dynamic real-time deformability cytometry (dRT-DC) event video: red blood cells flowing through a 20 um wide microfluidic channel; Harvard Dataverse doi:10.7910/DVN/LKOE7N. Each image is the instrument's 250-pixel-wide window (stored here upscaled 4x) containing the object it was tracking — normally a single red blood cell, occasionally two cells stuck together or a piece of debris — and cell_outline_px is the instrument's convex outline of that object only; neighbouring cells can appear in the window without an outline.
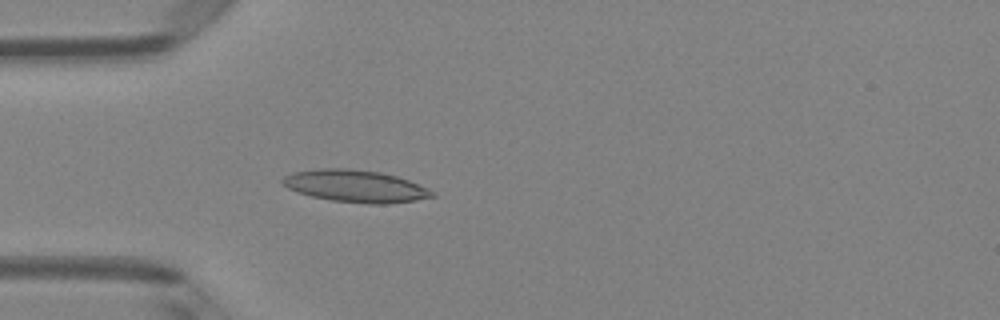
{"species": "Egyptian fruit bat (a non-hibernating species)", "species_latin": "Rousettus aegyptiacus", "temperature_condition": "room temperature", "stored_images_in_passage": 48, "camera_frame_rate_fps": 3000, "um_per_image_px": 0.085, "animal": {"sex": "female"}, "frame": {"image": 1, "passage_image": 13, "time_ms": 4.0, "image_size_px": [1000, 320], "cell_outline_px": [[436, 196], [416, 200], [388, 204], [368, 204], [332, 200], [312, 196], [296, 192], [280, 184], [280, 180], [284, 176], [292, 172], [320, 168], [348, 168], [380, 172], [396, 176], [408, 180], [428, 188], [436, 192]], "centroid_in_image_um": [30.2, 15.82], "position_along_channel_um": 54.8, "area_um2": 28.26}}
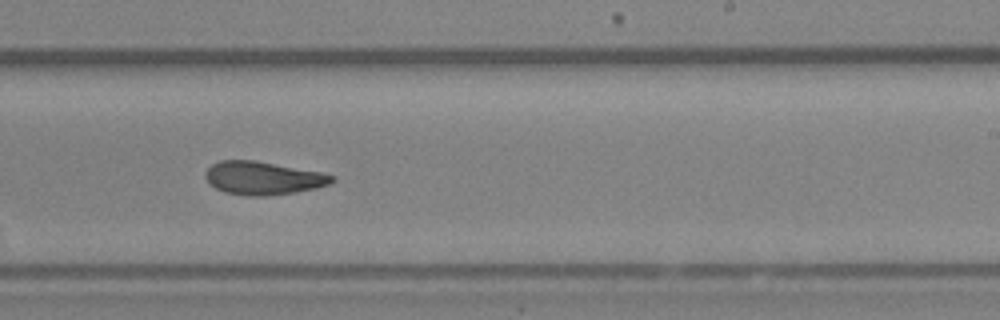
{"frame": {"image": 2, "passage_image": 29, "time_ms": 9.333, "image_size_px": [1000, 320], "cell_outline_px": [[336, 180], [328, 184], [316, 188], [292, 192], [264, 196], [248, 196], [224, 192], [216, 188], [204, 176], [208, 168], [212, 164], [220, 160], [252, 160], [320, 172], [336, 176]], "centroid_in_image_um": [22.35, 15.14], "position_along_channel_um": 266.6, "area_um2": 24.1}}
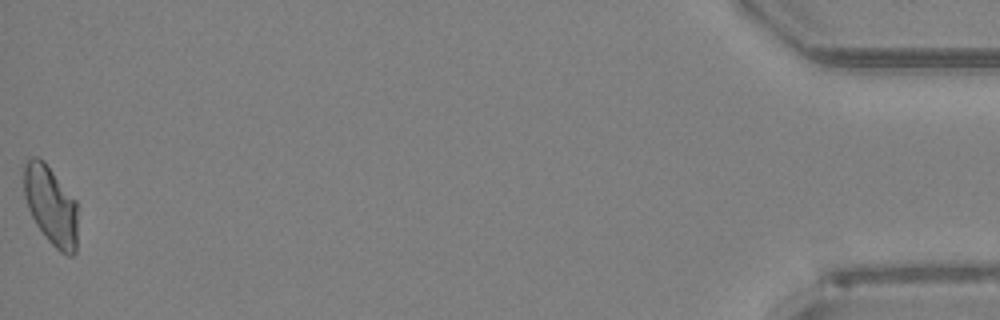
{"frame": {"image": 3, "passage_image": 48, "time_ms": 15.667, "image_size_px": [1000, 320], "cell_outline_px": [[76, 252], [72, 256], [68, 256], [60, 252], [48, 240], [36, 224], [28, 208], [24, 196], [24, 164], [32, 156], [36, 156], [44, 160], [76, 200]], "centroid_in_image_um": [4.31, 17.45], "position_along_channel_um": 430.9, "area_um2": 24.68}, "authors_computed_cell_mechanics": {"area_um2": 24.7095, "velocity_mm_per_s": 4.1092, "shape_relaxation_time_tau1_ms": null, "shape_relaxation_time_tau2_ms": 3.7179, "deformation_change_tau1": null, "deformation_change_tau2": 0.1221}}